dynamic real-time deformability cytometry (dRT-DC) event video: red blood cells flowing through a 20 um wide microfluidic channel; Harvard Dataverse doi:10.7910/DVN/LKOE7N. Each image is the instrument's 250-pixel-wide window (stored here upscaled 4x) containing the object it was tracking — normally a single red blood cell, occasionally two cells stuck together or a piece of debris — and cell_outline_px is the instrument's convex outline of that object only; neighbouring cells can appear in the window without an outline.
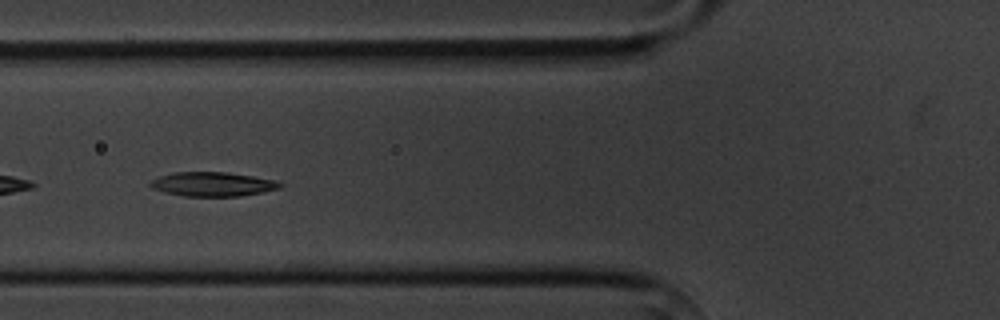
{"species": "common noctule bat (a hibernating species)", "species_latin": "Nyctalus noctula", "temperature_condition": "cold", "stored_images_in_passage": 9, "segment_of_instrument_passage": [1, 2], "camera_frame_rate_fps": 3000, "um_per_image_px": 0.085, "animal": {"sex": "male", "body_mass_g": 20.1, "forearm_length_mm": 53.5}, "frame": {"image": 1, "passage_image": 6, "time_ms": 5.667, "image_size_px": [1000, 320], "cell_outline_px": [[284, 184], [280, 188], [264, 192], [240, 196], [184, 196], [164, 192], [152, 188], [148, 184], [152, 180], [160, 176], [172, 172], [228, 172], [252, 176], [272, 180]], "centroid_in_image_um": [18.06, 15.65], "position_along_channel_um": 107.7, "area_um2": 18.26}}
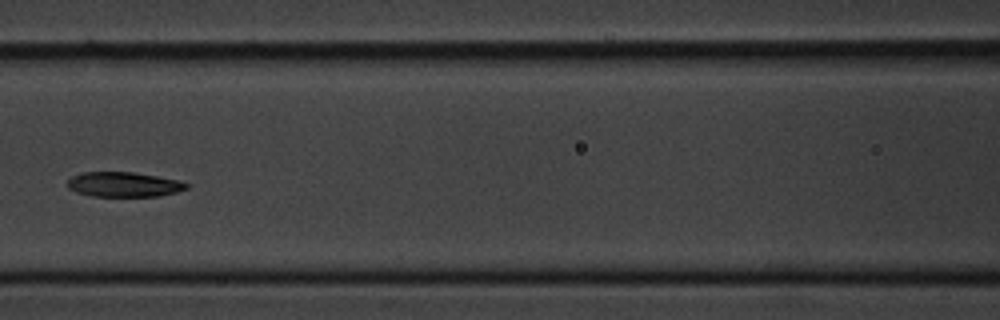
{"frame": {"image": 2, "passage_image": 7, "time_ms": 7.0, "image_size_px": [1000, 320], "cell_outline_px": [[188, 188], [176, 192], [156, 196], [92, 196], [76, 192], [68, 188], [64, 184], [72, 176], [84, 172], [132, 172], [156, 176], [176, 180], [188, 184]], "centroid_in_image_um": [10.45, 15.68], "position_along_channel_um": 156.1, "area_um2": 17.11}}
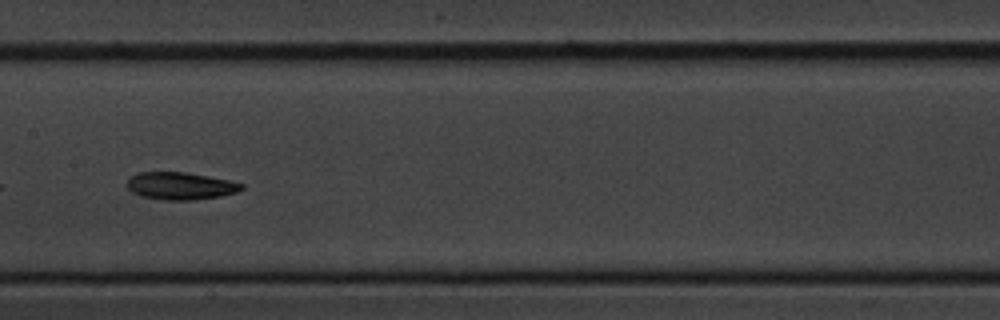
{"frame": {"image": 3, "passage_image": 8, "time_ms": 8.0, "image_size_px": [1000, 320], "cell_outline_px": [[244, 188], [236, 192], [220, 196], [192, 200], [164, 200], [140, 196], [132, 192], [128, 188], [128, 180], [136, 172], [188, 172], [228, 180], [244, 184]], "centroid_in_image_um": [15.33, 15.8], "position_along_channel_um": 192.1, "area_um2": 18.26}}